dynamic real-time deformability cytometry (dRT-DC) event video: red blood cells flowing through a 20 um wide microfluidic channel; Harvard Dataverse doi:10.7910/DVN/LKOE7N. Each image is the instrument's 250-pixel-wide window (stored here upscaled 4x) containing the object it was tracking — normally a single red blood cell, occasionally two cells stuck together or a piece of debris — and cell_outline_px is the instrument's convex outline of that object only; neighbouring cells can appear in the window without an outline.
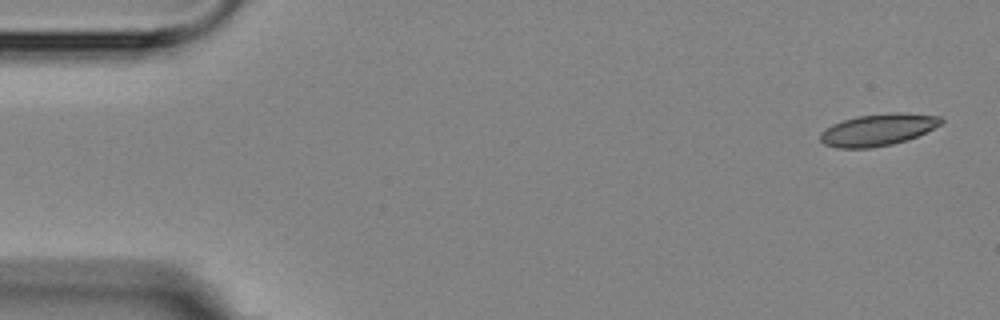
{"species": "Egyptian fruit bat (a non-hibernating species)", "species_latin": "Rousettus aegyptiacus", "temperature_condition": "room temperature", "stored_images_in_passage": 4, "camera_frame_rate_fps": 3000, "um_per_image_px": 0.085, "animal": {"sex": "female"}, "frame": {"image": 1, "passage_image": 1, "time_ms": 0.0, "image_size_px": [1000, 320], "cell_outline_px": [[944, 120], [940, 124], [916, 136], [892, 144], [872, 148], [836, 148], [824, 144], [820, 140], [820, 132], [832, 124], [856, 116], [896, 112], [900, 112], [940, 116]], "centroid_in_image_um": [74.58, 11.03], "position_along_channel_um": 10.4, "area_um2": 22.25}}
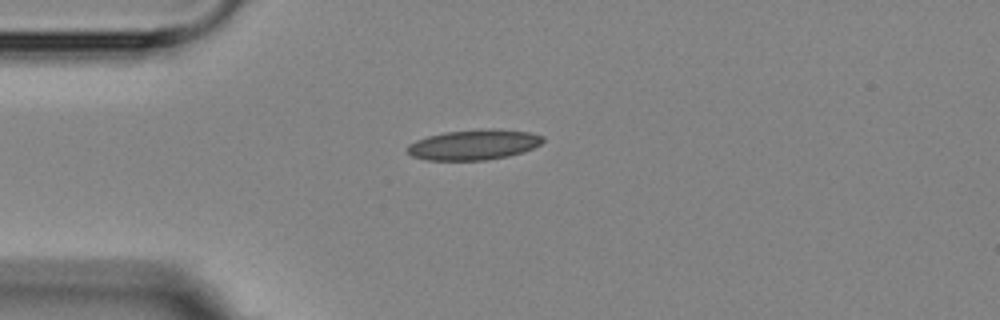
{"frame": {"image": 2, "passage_image": 4, "time_ms": 3.667, "image_size_px": [1000, 320], "cell_outline_px": [[544, 140], [540, 144], [524, 152], [508, 156], [484, 160], [428, 160], [412, 156], [408, 152], [408, 144], [416, 140], [428, 136], [444, 132], [480, 128], [496, 128], [528, 132], [544, 136]], "centroid_in_image_um": [40.29, 12.28], "position_along_channel_um": 44.7, "area_um2": 24.04}}